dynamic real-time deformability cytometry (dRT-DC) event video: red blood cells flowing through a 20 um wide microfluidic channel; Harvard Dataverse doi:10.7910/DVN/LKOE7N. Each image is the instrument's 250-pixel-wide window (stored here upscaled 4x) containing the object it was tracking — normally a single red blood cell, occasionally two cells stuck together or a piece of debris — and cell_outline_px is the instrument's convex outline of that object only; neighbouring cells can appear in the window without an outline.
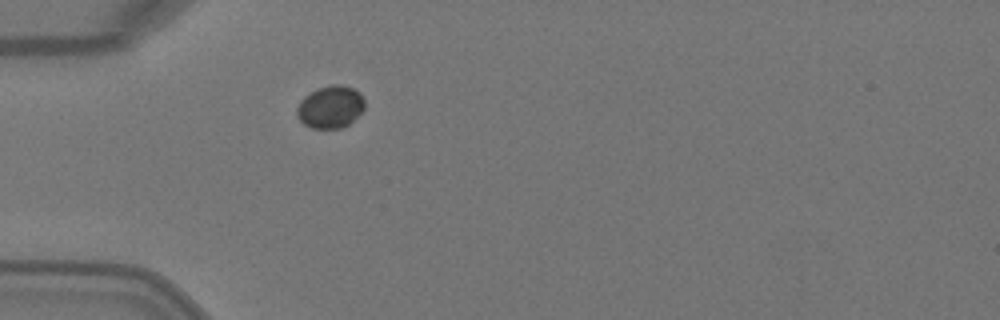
{"species": "Egyptian fruit bat (a non-hibernating species)", "species_latin": "Rousettus aegyptiacus", "temperature_condition": "warm", "stored_images_in_passage": 4, "camera_frame_rate_fps": 3000, "um_per_image_px": 0.085, "animal": {"sex": "female"}, "frame": {"image": 1, "passage_image": 4, "time_ms": 1.0, "image_size_px": [1000, 320], "cell_outline_px": [[364, 108], [348, 124], [340, 128], [312, 128], [304, 124], [296, 116], [296, 108], [300, 100], [304, 96], [316, 88], [332, 84], [340, 84], [352, 88], [360, 92], [364, 100]], "centroid_in_image_um": [28.05, 9.07], "position_along_channel_um": 57.0, "area_um2": 16.76}}